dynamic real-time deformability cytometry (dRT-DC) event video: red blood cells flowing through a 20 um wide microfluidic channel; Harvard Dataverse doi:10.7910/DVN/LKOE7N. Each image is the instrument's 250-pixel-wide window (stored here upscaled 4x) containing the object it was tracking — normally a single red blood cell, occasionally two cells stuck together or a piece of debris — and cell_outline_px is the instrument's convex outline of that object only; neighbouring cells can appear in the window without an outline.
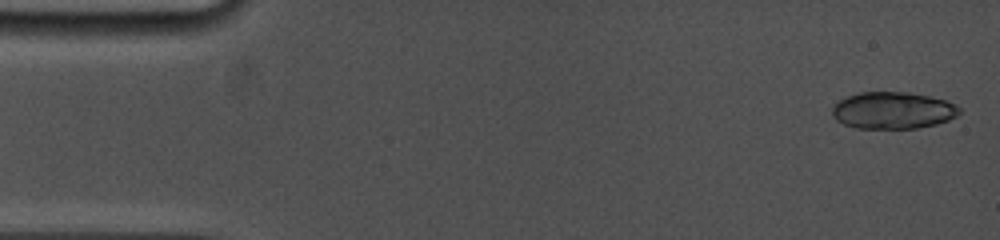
{"species": "common noctule bat (a hibernating species)", "species_latin": "Nyctalus noctula", "temperature_condition": "cold", "stored_images_in_passage": 10, "camera_frame_rate_fps": 5000, "um_per_image_px": 0.085, "animal": {"sex": "female", "body_mass_g": 19.0, "forearm_length_mm": 53.3}, "frame": {"image": 1, "passage_image": 1, "time_ms": 0.0, "image_size_px": [1000, 240], "cell_outline_px": [[960, 112], [956, 116], [948, 120], [936, 124], [916, 128], [856, 128], [844, 124], [836, 120], [832, 116], [832, 108], [840, 100], [848, 96], [860, 92], [908, 92], [928, 96], [944, 100], [960, 108]], "centroid_in_image_um": [75.87, 9.39], "position_along_channel_um": 9.1, "area_um2": 27.11}}
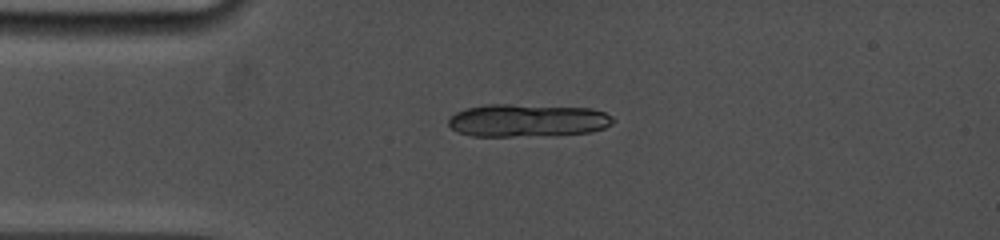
{"frame": {"image": 2, "passage_image": 10, "time_ms": 3.4, "image_size_px": [1000, 240], "cell_outline_px": [[616, 120], [612, 124], [604, 128], [588, 132], [512, 136], [472, 136], [456, 132], [448, 124], [448, 120], [456, 112], [464, 108], [484, 104], [508, 104], [592, 108], [604, 112], [612, 116]], "centroid_in_image_um": [44.8, 10.22], "position_along_channel_um": 40.2, "area_um2": 31.33}}